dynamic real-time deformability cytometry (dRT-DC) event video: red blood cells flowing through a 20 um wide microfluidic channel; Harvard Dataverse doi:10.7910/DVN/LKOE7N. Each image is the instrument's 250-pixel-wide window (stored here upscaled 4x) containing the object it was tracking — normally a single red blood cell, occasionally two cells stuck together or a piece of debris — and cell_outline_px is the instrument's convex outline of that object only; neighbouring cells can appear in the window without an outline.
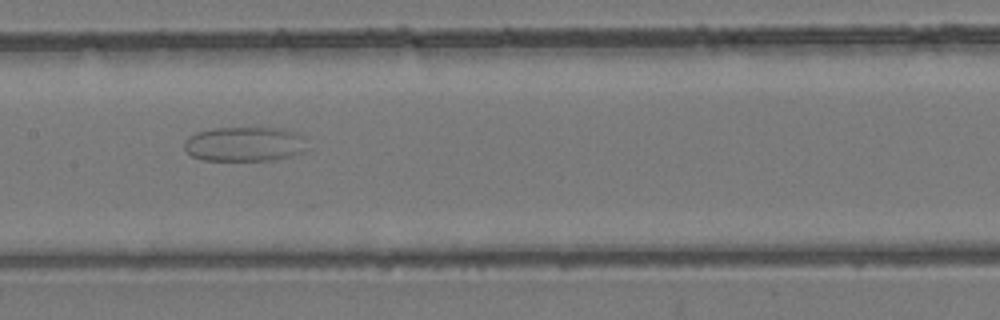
{"species": "common noctule bat (a hibernating species)", "species_latin": "Nyctalus noctula", "temperature_condition": "room temperature", "stored_images_in_passage": 46, "camera_frame_rate_fps": 3000, "um_per_image_px": 0.085, "animal": {"sex": "female", "body_mass_g": 24.6, "forearm_length_mm": 56.2}, "frame": {"image": 1, "passage_image": 21, "time_ms": 6.667, "image_size_px": [1000, 320], "cell_outline_px": [[304, 136], [300, 152], [288, 156], [272, 160], [204, 160], [192, 156], [184, 148], [184, 140], [188, 136], [196, 132], [212, 128], [280, 128], [296, 132]], "centroid_in_image_um": [20.69, 12.23], "position_along_channel_um": 186.7, "area_um2": 24.45}}
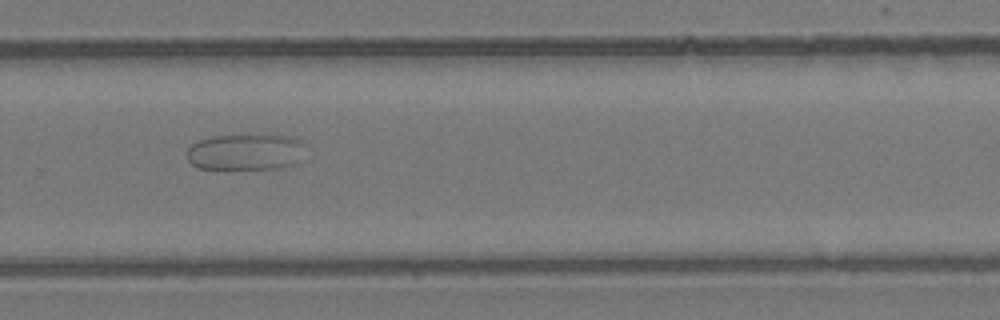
{"frame": {"image": 2, "passage_image": 30, "time_ms": 9.667, "image_size_px": [1000, 320], "cell_outline_px": [[300, 144], [292, 164], [280, 168], [200, 168], [192, 164], [188, 160], [188, 148], [192, 144], [200, 140], [212, 136], [248, 132], [276, 132], [296, 136], [300, 140]], "centroid_in_image_um": [20.82, 12.82], "position_along_channel_um": 309.0, "area_um2": 25.37}}
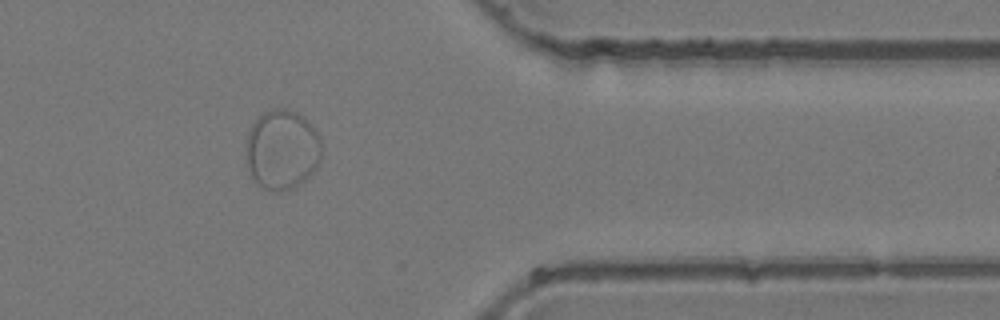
{"frame": {"image": 3, "passage_image": 37, "time_ms": 12.0, "image_size_px": [1000, 320], "cell_outline_px": [[320, 156], [316, 168], [304, 180], [288, 188], [276, 192], [272, 192], [260, 188], [256, 184], [248, 168], [244, 156], [248, 132], [252, 124], [264, 112], [276, 108], [284, 108], [296, 112], [308, 120], [316, 128], [320, 136]], "centroid_in_image_um": [23.94, 12.71], "position_along_channel_um": 387.5, "area_um2": 35.32}}